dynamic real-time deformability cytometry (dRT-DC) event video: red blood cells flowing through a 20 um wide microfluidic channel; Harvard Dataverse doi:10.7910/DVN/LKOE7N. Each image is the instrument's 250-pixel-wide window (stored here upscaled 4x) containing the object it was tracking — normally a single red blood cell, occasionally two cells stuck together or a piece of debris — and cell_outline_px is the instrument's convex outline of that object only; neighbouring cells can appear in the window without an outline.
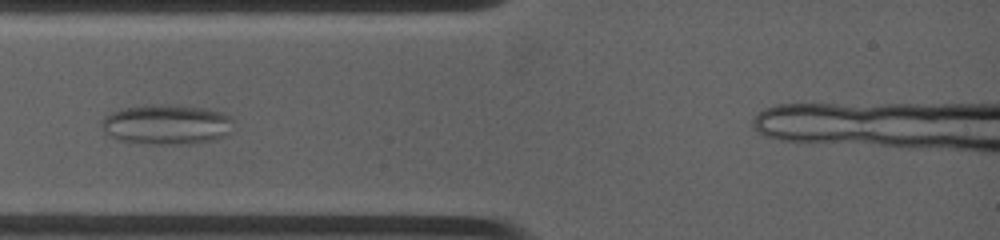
{"species": "common noctule bat (a hibernating species)", "species_latin": "Nyctalus noctula", "temperature_condition": "warm", "stored_images_in_passage": 4, "camera_frame_rate_fps": 4500, "um_per_image_px": 0.085, "animal": {"sex": "female", "body_mass_g": 19.0, "forearm_length_mm": 53.3}, "frame": {"image": 1, "passage_image": 3, "time_ms": 1.556, "image_size_px": [1000, 240], "cell_outline_px": [[232, 120], [228, 132], [224, 136], [212, 140], [192, 144], [152, 144], [120, 140], [108, 136], [104, 132], [100, 124], [100, 120], [104, 116], [112, 112], [128, 108], [204, 108], [220, 112], [232, 116]], "centroid_in_image_um": [14.13, 10.65], "position_along_channel_um": 70.9, "area_um2": 29.36}}